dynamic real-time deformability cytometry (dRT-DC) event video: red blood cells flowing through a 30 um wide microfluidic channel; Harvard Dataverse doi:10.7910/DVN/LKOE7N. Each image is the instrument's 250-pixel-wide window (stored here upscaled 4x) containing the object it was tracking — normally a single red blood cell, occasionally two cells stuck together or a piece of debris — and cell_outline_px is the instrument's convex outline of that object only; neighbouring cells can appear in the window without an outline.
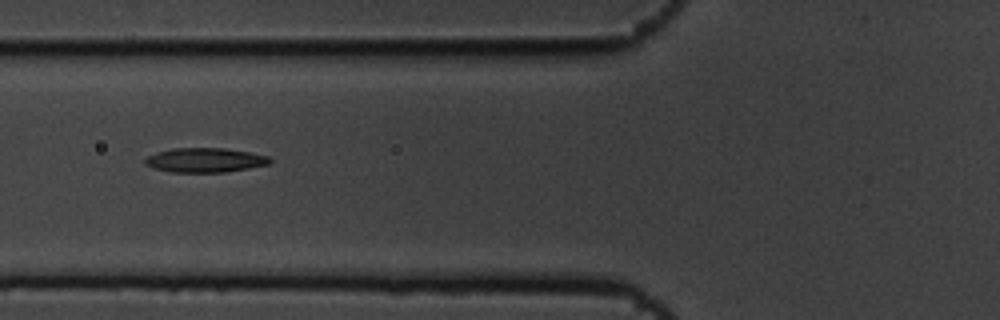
{"species": "common noctule bat (a hibernating species)", "species_latin": "Nyctalus noctula", "temperature_condition": "cold", "stored_images_in_passage": 13, "camera_frame_rate_fps": 3000, "um_per_image_px": 0.085, "animal": {"sex": "male", "body_mass_g": 19.5, "forearm_length_mm": 54.6}, "frame": {"image": 1, "passage_image": 4, "time_ms": 1.0, "image_size_px": [1000, 320], "cell_outline_px": [[272, 164], [224, 172], [172, 172], [152, 168], [144, 164], [144, 160], [148, 156], [156, 152], [172, 148], [224, 148], [248, 152], [268, 156], [272, 160]], "centroid_in_image_um": [17.41, 13.61], "position_along_channel_um": 108.4, "area_um2": 17.8}}
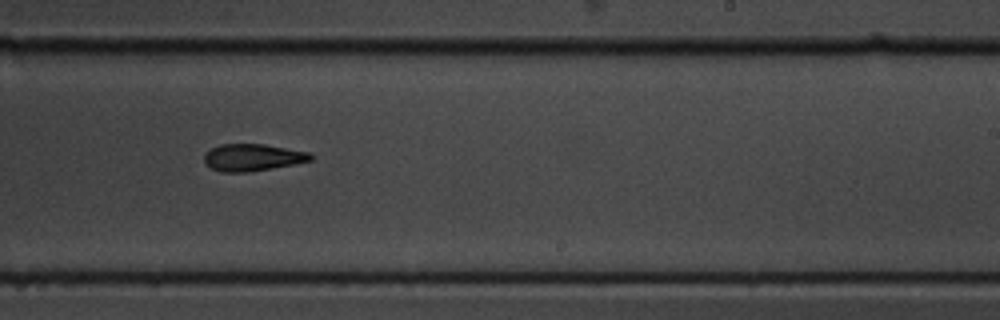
{"frame": {"image": 2, "passage_image": 8, "time_ms": 2.333, "image_size_px": [1000, 320], "cell_outline_px": [[312, 160], [272, 168], [248, 172], [220, 172], [204, 164], [204, 152], [220, 144], [264, 144], [308, 152], [312, 156]], "centroid_in_image_um": [21.4, 13.38], "position_along_channel_um": 267.6, "area_um2": 16.7}}
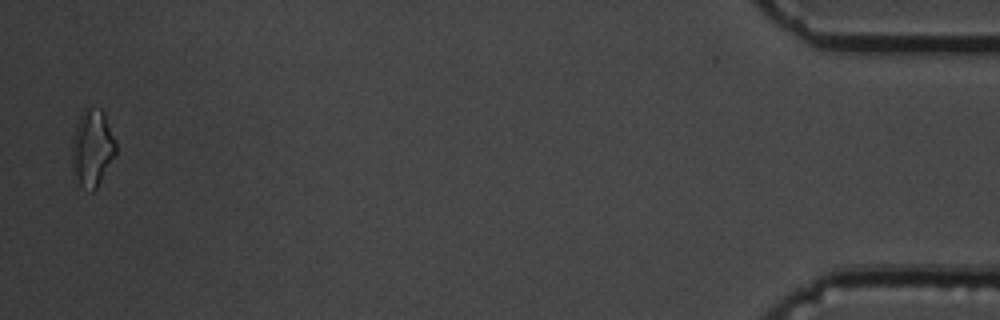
{"frame": {"image": 3, "passage_image": 13, "time_ms": 4.0, "image_size_px": [1000, 320], "cell_outline_px": [[116, 156], [96, 188], [92, 192], [80, 184], [72, 172], [72, 140], [76, 124], [80, 112], [84, 108], [100, 108], [104, 112], [116, 140]], "centroid_in_image_um": [7.85, 12.55], "position_along_channel_um": 427.3, "area_um2": 19.94}}